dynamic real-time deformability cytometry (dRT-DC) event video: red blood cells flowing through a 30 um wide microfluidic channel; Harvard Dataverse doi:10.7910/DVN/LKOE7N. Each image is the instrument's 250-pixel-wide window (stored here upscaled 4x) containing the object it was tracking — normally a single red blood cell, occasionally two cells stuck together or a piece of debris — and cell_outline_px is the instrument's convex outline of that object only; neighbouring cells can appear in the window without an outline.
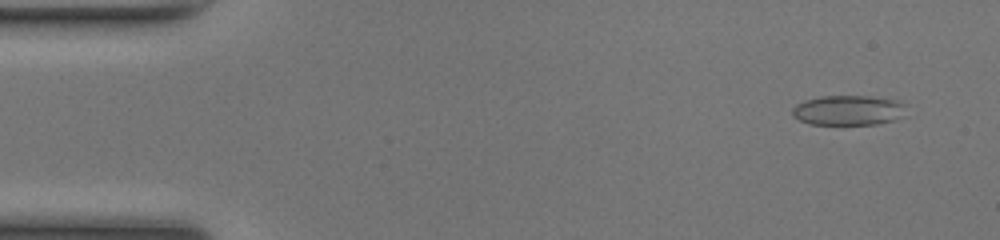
{"species": "common noctule bat (a hibernating species)", "species_latin": "Nyctalus noctula", "temperature_condition": "room temperature", "stored_images_in_passage": 50, "camera_frame_rate_fps": 3000, "um_per_image_px": 0.085, "animal": {"sex": "female", "body_mass_g": 17.0, "forearm_length_mm": 48.0}, "frame": {"image": 1, "passage_image": 4, "time_ms": 1.0, "image_size_px": [1000, 240], "cell_outline_px": [[908, 116], [876, 124], [808, 124], [792, 116], [792, 108], [796, 104], [804, 100], [820, 96], [868, 96], [900, 100], [908, 104]], "centroid_in_image_um": [72.19, 9.36], "position_along_channel_um": 12.8, "area_um2": 20.4}}
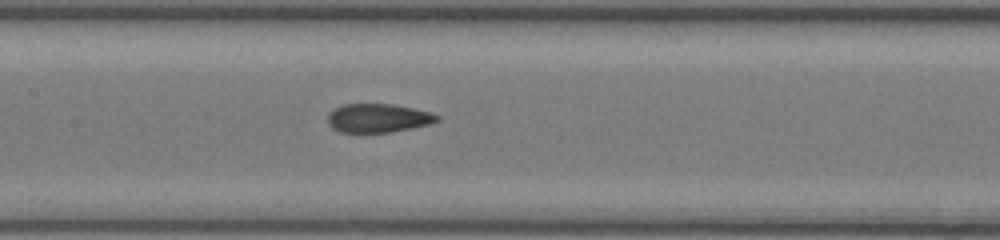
{"frame": {"image": 2, "passage_image": 24, "time_ms": 7.667, "image_size_px": [1000, 240], "cell_outline_px": [[440, 120], [428, 124], [412, 128], [392, 132], [340, 132], [332, 128], [328, 124], [328, 112], [340, 104], [392, 104], [412, 108], [428, 112], [440, 116]], "centroid_in_image_um": [32.09, 10.03], "position_along_channel_um": 175.3, "area_um2": 18.32}}
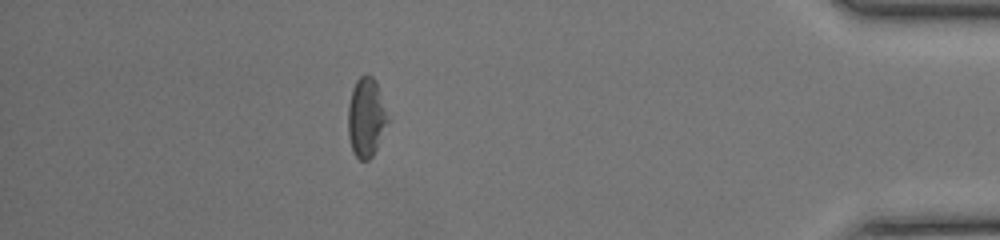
{"frame": {"image": 3, "passage_image": 44, "time_ms": 14.333, "image_size_px": [1000, 240], "cell_outline_px": [[388, 120], [376, 148], [372, 156], [368, 160], [360, 160], [352, 152], [348, 136], [348, 104], [352, 88], [356, 80], [360, 76], [372, 76], [376, 80], [380, 92]], "centroid_in_image_um": [31.08, 9.98], "position_along_channel_um": 404.1, "area_um2": 18.09}, "authors_computed_cell_mechanics": {"area_um2": 19.2185, "velocity_mm_per_s": 4.1989, "shape_relaxation_time_tau1_ms": null, "shape_relaxation_time_tau2_ms": 1.6167, "deformation_change_tau1": null, "deformation_change_tau2": 0.0704}}